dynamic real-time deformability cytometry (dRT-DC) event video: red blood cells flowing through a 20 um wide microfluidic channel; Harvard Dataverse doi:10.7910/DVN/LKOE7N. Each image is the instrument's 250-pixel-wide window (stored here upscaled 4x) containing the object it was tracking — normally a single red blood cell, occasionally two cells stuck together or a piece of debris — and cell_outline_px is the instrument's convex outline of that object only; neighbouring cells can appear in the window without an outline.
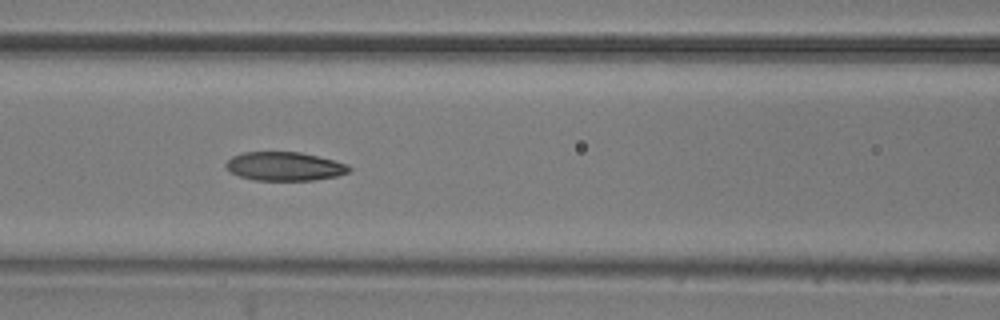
{"species": "common noctule bat (a hibernating species)", "species_latin": "Nyctalus noctula", "temperature_condition": "room temperature", "stored_images_in_passage": 9, "camera_frame_rate_fps": 3000, "um_per_image_px": 0.085, "animal": {"sex": "male", "body_mass_g": 20.5, "forearm_length_mm": 52.5}, "frame": {"image": 1, "passage_image": 6, "time_ms": 1.667, "image_size_px": [1000, 320], "cell_outline_px": [[352, 168], [348, 172], [336, 176], [316, 180], [256, 180], [240, 176], [232, 172], [224, 164], [232, 156], [244, 152], [300, 152], [348, 164]], "centroid_in_image_um": [24.2, 14.14], "position_along_channel_um": 142.4, "area_um2": 20.4}}
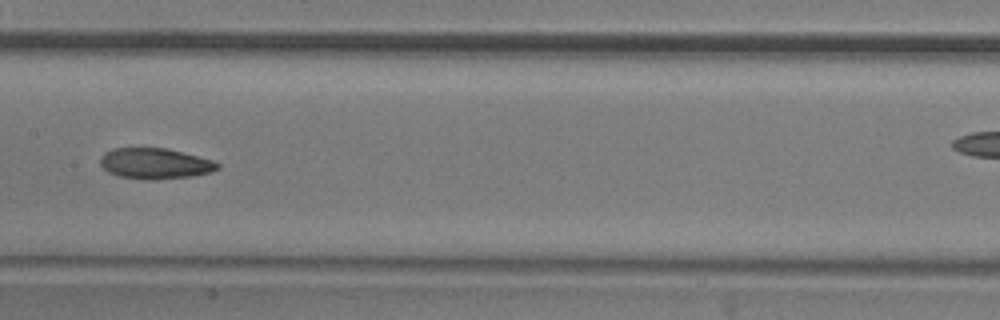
{"frame": {"image": 2, "passage_image": 7, "time_ms": 2.0, "image_size_px": [1000, 320], "cell_outline_px": [[220, 168], [212, 172], [192, 176], [156, 180], [144, 180], [116, 176], [108, 172], [100, 164], [100, 156], [104, 152], [112, 148], [168, 148], [212, 160], [220, 164]], "centroid_in_image_um": [13.16, 13.91], "position_along_channel_um": 194.2, "area_um2": 21.33}}
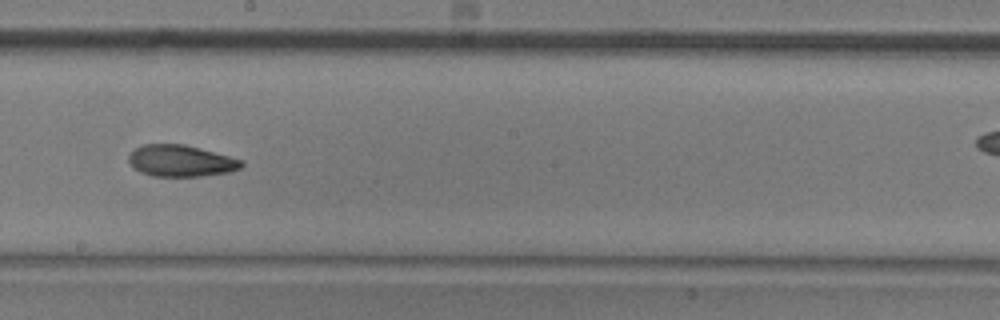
{"frame": {"image": 3, "passage_image": 8, "time_ms": 2.333, "image_size_px": [1000, 320], "cell_outline_px": [[244, 164], [240, 168], [228, 172], [200, 176], [152, 176], [140, 172], [132, 168], [128, 160], [128, 156], [140, 144], [184, 144], [244, 160]], "centroid_in_image_um": [15.34, 13.67], "position_along_channel_um": 232.9, "area_um2": 20.75}}